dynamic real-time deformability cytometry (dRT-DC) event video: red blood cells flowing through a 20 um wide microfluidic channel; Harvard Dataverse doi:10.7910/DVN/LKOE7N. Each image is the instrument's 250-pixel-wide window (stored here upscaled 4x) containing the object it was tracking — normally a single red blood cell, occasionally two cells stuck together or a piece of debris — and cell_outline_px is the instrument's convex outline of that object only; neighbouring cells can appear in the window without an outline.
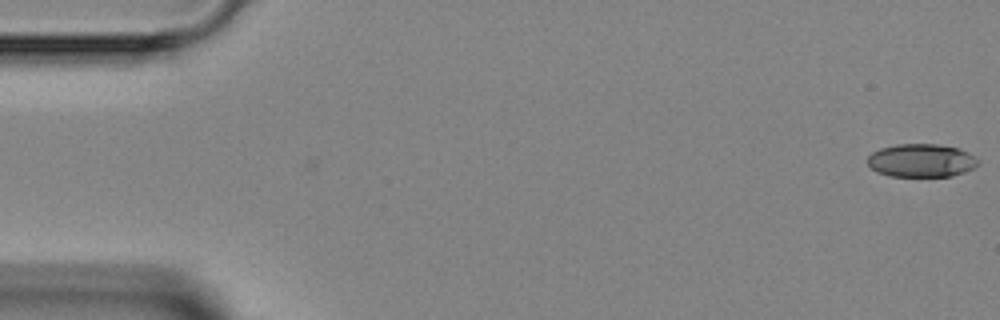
{"species": "Egyptian fruit bat (a non-hibernating species)", "species_latin": "Rousettus aegyptiacus", "temperature_condition": "room temperature", "stored_images_in_passage": 6, "camera_frame_rate_fps": 3000, "um_per_image_px": 0.085, "animal": {"sex": "female"}, "frame": {"image": 1, "passage_image": 1, "time_ms": 0.0, "image_size_px": [1000, 320], "cell_outline_px": [[980, 160], [972, 168], [964, 172], [952, 176], [892, 176], [876, 172], [868, 164], [868, 156], [872, 152], [880, 148], [896, 144], [936, 144], [956, 148], [968, 152]], "centroid_in_image_um": [78.29, 13.64], "position_along_channel_um": 6.7, "area_um2": 21.27}}
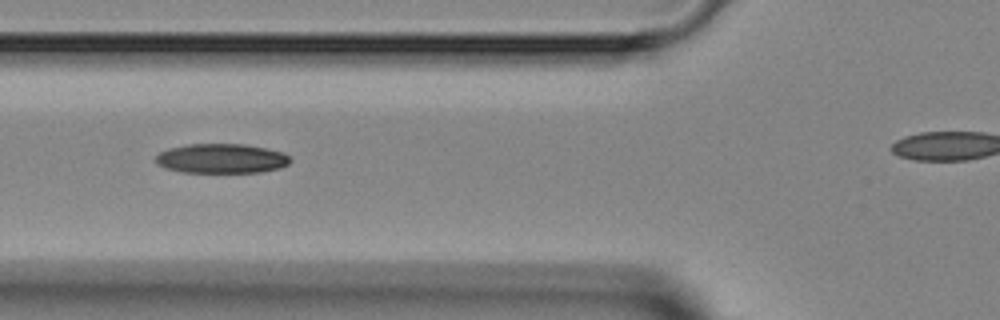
{"frame": {"image": 2, "passage_image": 6, "time_ms": 5.667, "image_size_px": [1000, 320], "cell_outline_px": [[292, 160], [288, 164], [280, 168], [260, 172], [184, 172], [164, 168], [156, 164], [156, 156], [160, 152], [168, 148], [188, 144], [244, 144], [284, 152]], "centroid_in_image_um": [18.82, 13.47], "position_along_channel_um": 107.0, "area_um2": 23.18}}